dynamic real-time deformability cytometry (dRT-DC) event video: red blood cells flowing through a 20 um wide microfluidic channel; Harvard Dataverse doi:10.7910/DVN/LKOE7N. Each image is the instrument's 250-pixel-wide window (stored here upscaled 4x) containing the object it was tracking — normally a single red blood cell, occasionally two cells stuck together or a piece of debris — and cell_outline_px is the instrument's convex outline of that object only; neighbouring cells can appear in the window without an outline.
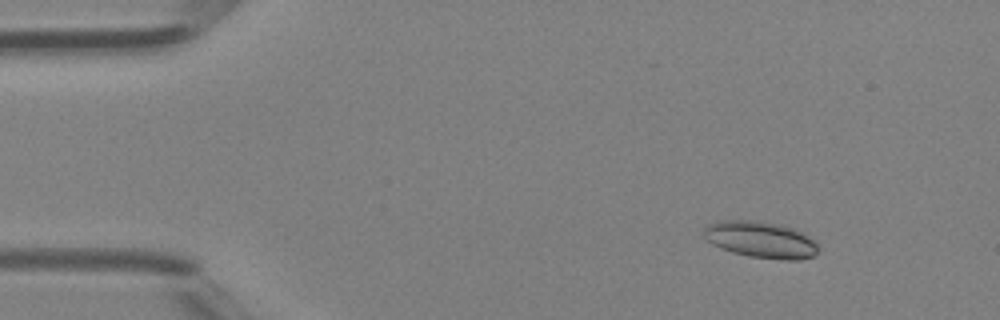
{"species": "Egyptian fruit bat (a non-hibernating species)", "species_latin": "Rousettus aegyptiacus", "temperature_condition": "room temperature", "stored_images_in_passage": 46, "camera_frame_rate_fps": 3000, "um_per_image_px": 0.085, "animal": {"sex": "female"}, "frame": {"image": 1, "passage_image": 5, "time_ms": 1.333, "image_size_px": [1000, 320], "cell_outline_px": [[816, 256], [800, 260], [784, 260], [748, 256], [732, 252], [720, 248], [712, 244], [704, 236], [704, 228], [708, 224], [720, 220], [752, 220], [776, 224], [796, 228], [804, 232], [816, 244]], "centroid_in_image_um": [64.66, 20.37], "position_along_channel_um": 20.3, "area_um2": 24.39}}
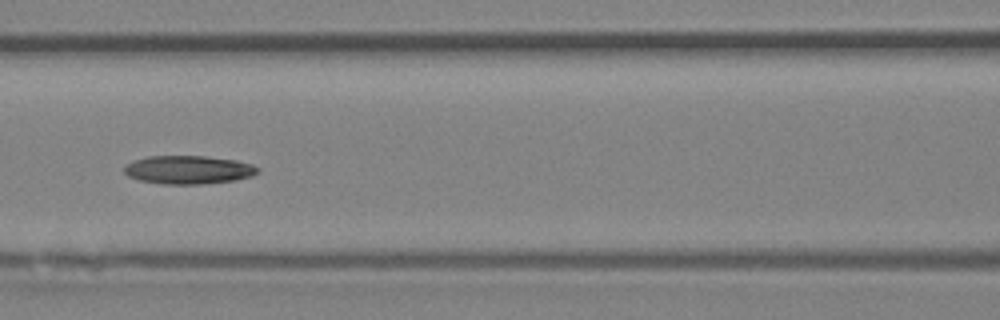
{"frame": {"image": 2, "passage_image": 20, "time_ms": 6.333, "image_size_px": [1000, 320], "cell_outline_px": [[260, 172], [252, 176], [236, 180], [204, 184], [164, 184], [140, 180], [128, 176], [124, 172], [124, 168], [128, 164], [136, 160], [148, 156], [204, 156], [236, 160], [252, 164], [260, 168]], "centroid_in_image_um": [16.07, 14.43], "position_along_channel_um": 150.5, "area_um2": 22.08}}
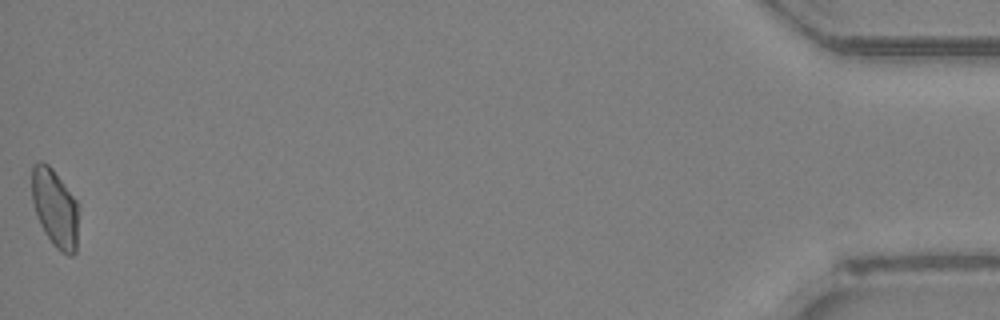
{"frame": {"image": 3, "passage_image": 46, "time_ms": 15.0, "image_size_px": [1000, 320], "cell_outline_px": [[76, 252], [72, 256], [68, 256], [60, 252], [52, 244], [44, 232], [36, 216], [32, 200], [32, 164], [40, 160], [48, 164], [52, 168], [76, 200]], "centroid_in_image_um": [4.63, 17.68], "position_along_channel_um": 430.6, "area_um2": 21.04}, "authors_computed_cell_mechanics": {"area_um2": 21.7617, "velocity_mm_per_s": 4.3815, "shape_relaxation_time_tau1_ms": 4.0024, "shape_relaxation_time_tau2_ms": null, "deformation_change_tau1": 0.1523, "deformation_change_tau2": null}}